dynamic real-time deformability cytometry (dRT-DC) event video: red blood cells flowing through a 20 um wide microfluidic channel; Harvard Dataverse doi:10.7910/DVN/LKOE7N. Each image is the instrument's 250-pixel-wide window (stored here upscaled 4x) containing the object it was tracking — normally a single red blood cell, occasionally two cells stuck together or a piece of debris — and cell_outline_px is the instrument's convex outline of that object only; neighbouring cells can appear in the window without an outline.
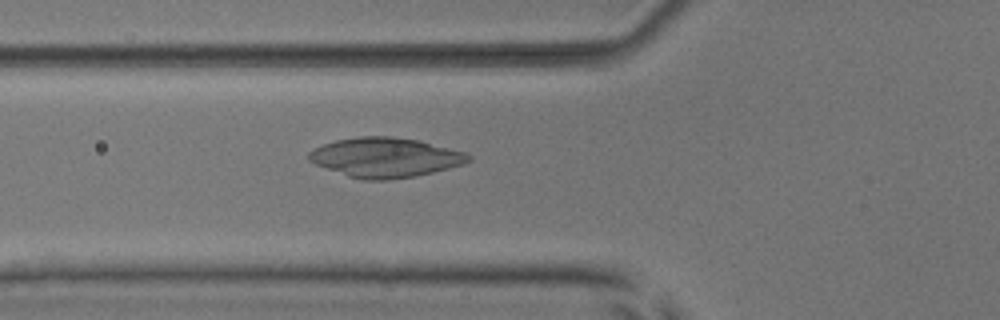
{"species": "common noctule bat (a hibernating species)", "species_latin": "Nyctalus noctula", "temperature_condition": "room temperature", "stored_images_in_passage": 53, "camera_frame_rate_fps": 3000, "um_per_image_px": 0.085, "animal": {"sex": "male", "body_mass_g": 17.9, "forearm_length_mm": 54.2}, "frame": {"image": 1, "passage_image": 20, "time_ms": 6.333, "image_size_px": [1000, 320], "cell_outline_px": [[472, 160], [464, 164], [416, 176], [388, 180], [364, 180], [348, 176], [316, 164], [308, 160], [308, 152], [324, 144], [336, 140], [360, 136], [392, 136], [420, 140], [468, 152], [472, 156]], "centroid_in_image_um": [32.81, 13.37], "position_along_channel_um": 93.0, "area_um2": 36.99}}
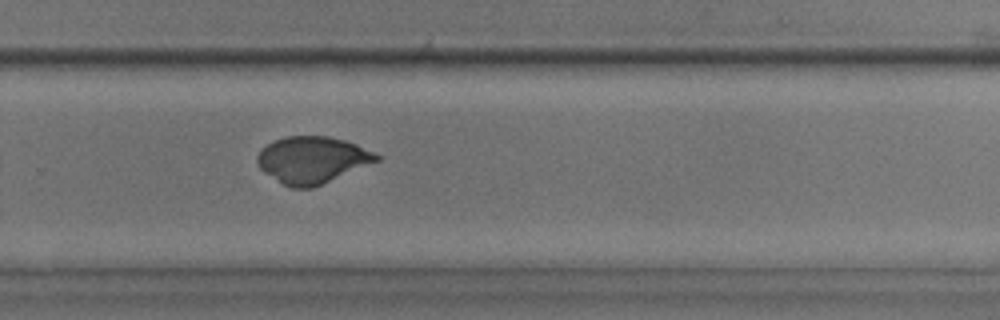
{"frame": {"image": 2, "passage_image": 36, "time_ms": 11.667, "image_size_px": [1000, 320], "cell_outline_px": [[380, 160], [312, 188], [292, 188], [284, 184], [264, 172], [256, 164], [256, 156], [260, 148], [276, 140], [288, 136], [328, 136], [344, 140], [356, 144], [380, 156]], "centroid_in_image_um": [26.51, 13.59], "position_along_channel_um": 303.3, "area_um2": 32.25}}
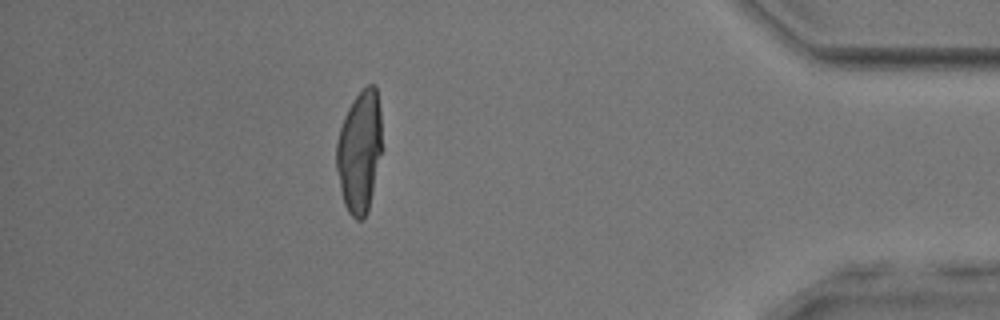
{"frame": {"image": 3, "passage_image": 47, "time_ms": 15.333, "image_size_px": [1000, 320], "cell_outline_px": [[384, 148], [368, 212], [364, 220], [356, 220], [348, 212], [344, 204], [340, 188], [336, 168], [336, 144], [340, 128], [344, 116], [352, 100], [368, 84], [376, 84], [380, 108]], "centroid_in_image_um": [30.6, 12.89], "position_along_channel_um": 404.6, "area_um2": 33.41}}